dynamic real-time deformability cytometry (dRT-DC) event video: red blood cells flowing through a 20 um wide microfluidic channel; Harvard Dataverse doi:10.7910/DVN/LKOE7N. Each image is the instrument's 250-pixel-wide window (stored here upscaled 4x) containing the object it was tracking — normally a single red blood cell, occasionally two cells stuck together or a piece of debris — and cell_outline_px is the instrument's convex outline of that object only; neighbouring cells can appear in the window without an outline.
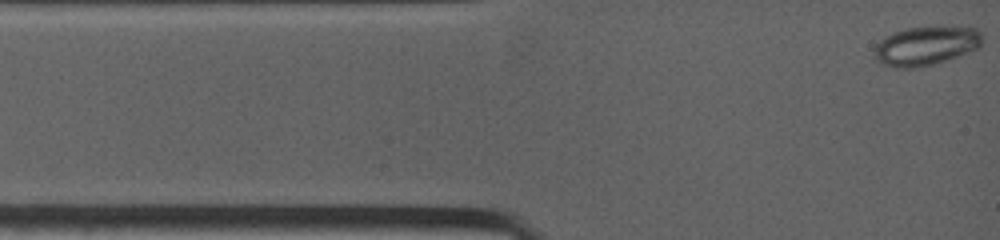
{"species": "common noctule bat (a hibernating species)", "species_latin": "Nyctalus noctula", "temperature_condition": "warm", "stored_images_in_passage": 4, "camera_frame_rate_fps": 4500, "um_per_image_px": 0.085, "animal": {"sex": "female", "body_mass_g": 19.0, "forearm_length_mm": 53.3}, "frame": {"image": 1, "passage_image": 1, "time_ms": 0.0, "image_size_px": [1000, 240], "cell_outline_px": [[980, 48], [932, 64], [912, 68], [896, 68], [880, 64], [872, 56], [872, 52], [876, 44], [880, 40], [892, 32], [908, 28], [936, 24], [952, 24], [976, 28], [980, 32]], "centroid_in_image_um": [78.67, 3.84], "position_along_channel_um": 6.3, "area_um2": 25.32}}